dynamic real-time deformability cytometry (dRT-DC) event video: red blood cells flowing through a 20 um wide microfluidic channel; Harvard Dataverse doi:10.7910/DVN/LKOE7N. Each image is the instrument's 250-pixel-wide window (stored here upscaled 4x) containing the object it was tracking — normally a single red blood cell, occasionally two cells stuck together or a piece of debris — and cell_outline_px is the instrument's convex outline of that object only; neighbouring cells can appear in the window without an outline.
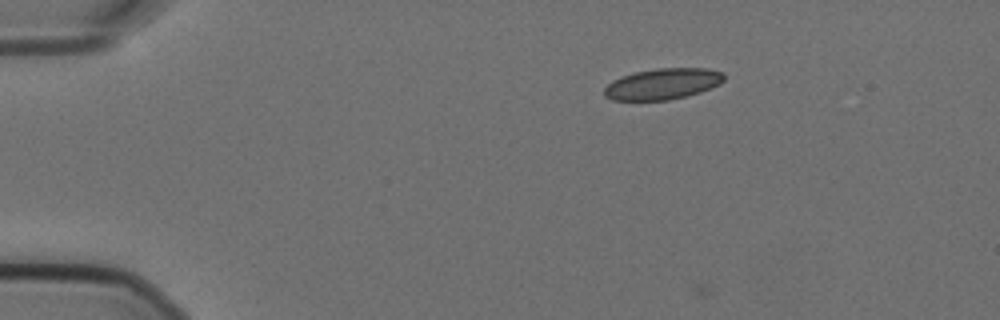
{"species": "Egyptian fruit bat (a non-hibernating species)", "species_latin": "Rousettus aegyptiacus", "temperature_condition": "cold", "stored_images_in_passage": 2, "camera_frame_rate_fps": 3000, "um_per_image_px": 0.085, "animal": {"sex": "female"}, "frame": {"image": 1, "passage_image": 1, "time_ms": 0.0, "image_size_px": [1000, 320], "cell_outline_px": [[724, 80], [720, 84], [700, 92], [668, 100], [612, 100], [604, 96], [604, 88], [612, 80], [636, 72], [656, 68], [708, 68], [724, 72]], "centroid_in_image_um": [56.34, 7.13], "position_along_channel_um": 28.7, "area_um2": 21.62}}